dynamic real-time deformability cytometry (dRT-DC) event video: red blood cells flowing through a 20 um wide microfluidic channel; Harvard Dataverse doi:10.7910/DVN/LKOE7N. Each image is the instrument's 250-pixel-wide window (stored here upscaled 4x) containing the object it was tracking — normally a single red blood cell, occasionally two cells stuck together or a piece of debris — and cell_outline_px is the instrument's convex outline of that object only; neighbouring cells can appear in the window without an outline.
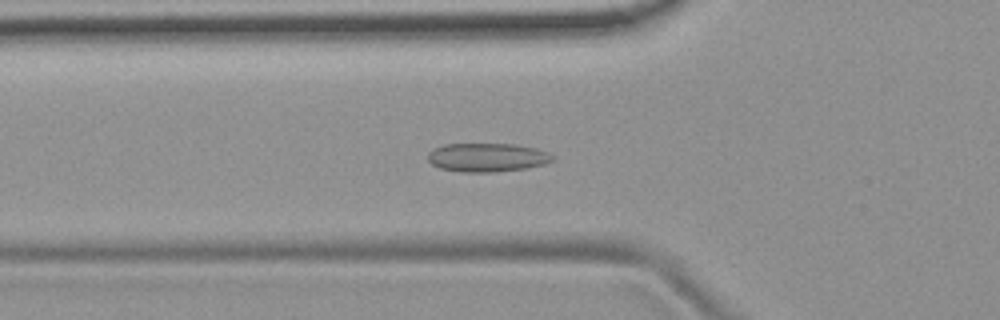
{"species": "common noctule bat (a hibernating species)", "species_latin": "Nyctalus noctula", "temperature_condition": "room temperature", "stored_images_in_passage": 53, "camera_frame_rate_fps": 3000, "um_per_image_px": 0.085, "animal": {"sex": "female", "body_mass_g": 19.9}, "frame": {"image": 1, "passage_image": 19, "time_ms": 6.0, "image_size_px": [1000, 320], "cell_outline_px": [[556, 156], [552, 160], [544, 164], [528, 168], [492, 172], [460, 172], [440, 168], [432, 164], [428, 160], [428, 152], [432, 148], [444, 144], [516, 144], [536, 148], [548, 152]], "centroid_in_image_um": [41.41, 13.38], "position_along_channel_um": 84.4, "area_um2": 21.04}}
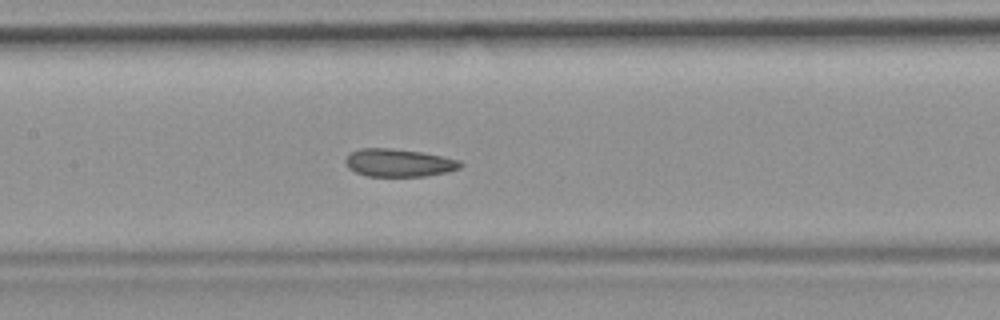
{"frame": {"image": 2, "passage_image": 26, "time_ms": 8.333, "image_size_px": [1000, 320], "cell_outline_px": [[464, 164], [460, 168], [448, 172], [424, 176], [364, 176], [348, 168], [344, 164], [344, 160], [352, 152], [360, 148], [392, 148], [420, 152], [460, 160]], "centroid_in_image_um": [33.88, 13.84], "position_along_channel_um": 173.5, "area_um2": 18.67}}
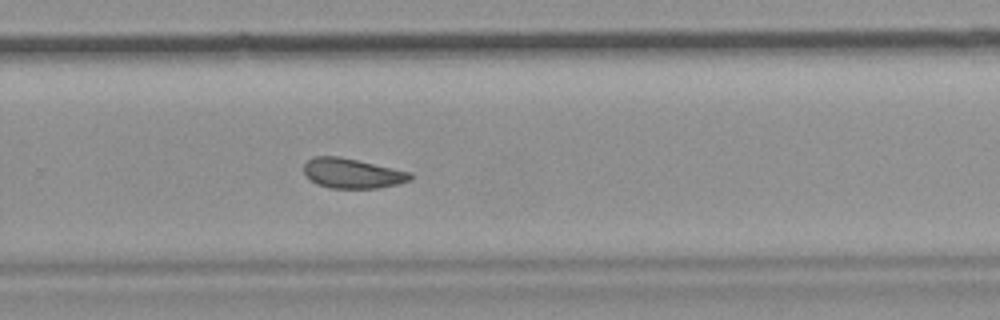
{"frame": {"image": 3, "passage_image": 36, "time_ms": 11.667, "image_size_px": [1000, 320], "cell_outline_px": [[412, 180], [380, 188], [328, 188], [316, 184], [304, 172], [304, 164], [308, 160], [316, 156], [340, 156], [412, 172]], "centroid_in_image_um": [29.97, 14.73], "position_along_channel_um": 299.8, "area_um2": 18.55}, "authors_computed_cell_mechanics": {"area_um2": 19.4208, "velocity_mm_per_s": 3.8083, "shape_relaxation_time_tau1_ms": null, "shape_relaxation_time_tau2_ms": 2.5453, "deformation_change_tau1": null, "deformation_change_tau2": 0.0922}}